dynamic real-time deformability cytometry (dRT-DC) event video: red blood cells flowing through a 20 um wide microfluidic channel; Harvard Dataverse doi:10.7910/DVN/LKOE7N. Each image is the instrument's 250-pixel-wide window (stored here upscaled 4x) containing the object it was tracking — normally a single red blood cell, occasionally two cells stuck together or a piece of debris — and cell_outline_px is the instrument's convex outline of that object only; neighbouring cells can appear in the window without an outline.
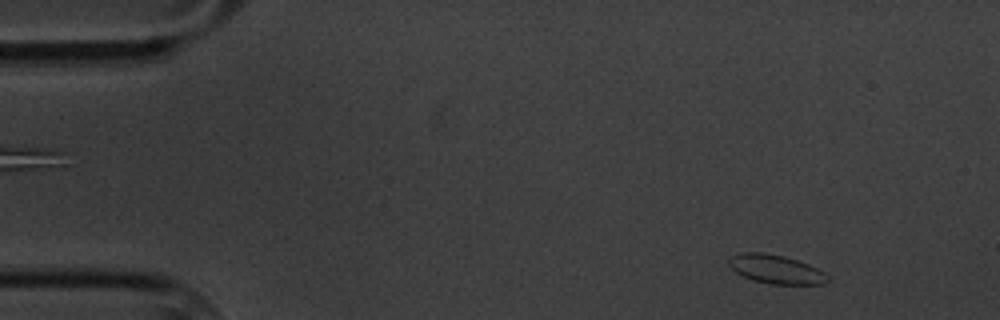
{"species": "common noctule bat (a hibernating species)", "species_latin": "Nyctalus noctula", "temperature_condition": "cold", "stored_images_in_passage": 57, "camera_frame_rate_fps": 3000, "um_per_image_px": 0.085, "animal": {"sex": "male", "body_mass_g": 20.1, "forearm_length_mm": 53.5}, "frame": {"image": 1, "passage_image": 4, "time_ms": 1.0, "image_size_px": [1000, 320], "cell_outline_px": [[828, 280], [824, 284], [772, 284], [752, 280], [736, 272], [728, 264], [728, 256], [740, 252], [760, 252], [784, 256], [808, 264], [824, 272], [828, 276]], "centroid_in_image_um": [65.91, 22.87], "position_along_channel_um": 19.1, "area_um2": 16.53}}
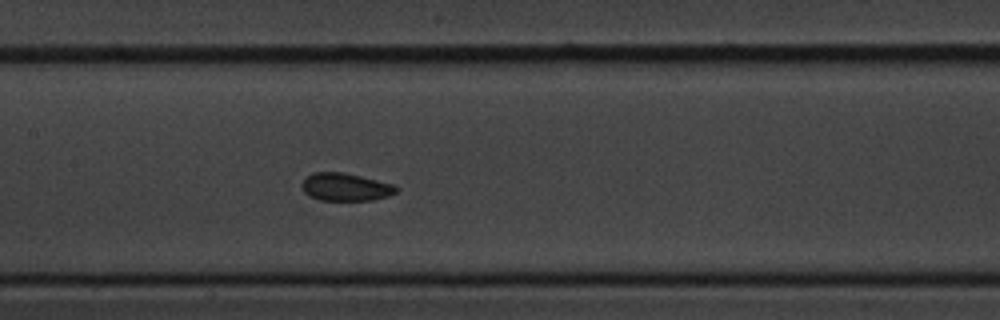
{"frame": {"image": 2, "passage_image": 26, "time_ms": 8.333, "image_size_px": [1000, 320], "cell_outline_px": [[400, 188], [396, 192], [388, 196], [372, 200], [320, 200], [308, 196], [304, 192], [300, 184], [312, 172], [340, 172], [360, 176], [396, 184]], "centroid_in_image_um": [29.38, 15.9], "position_along_channel_um": 178.0, "area_um2": 15.37}}
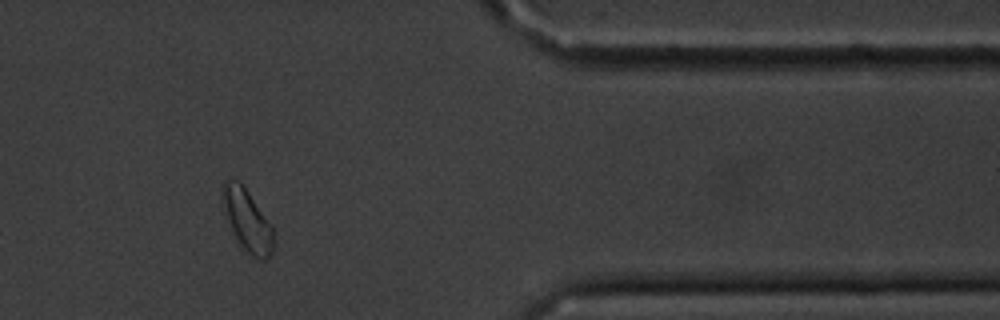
{"frame": {"image": 3, "passage_image": 47, "time_ms": 15.333, "image_size_px": [1000, 320], "cell_outline_px": [[272, 252], [268, 260], [264, 260], [252, 256], [240, 244], [232, 228], [220, 200], [220, 188], [228, 180], [236, 180], [248, 192], [272, 224]], "centroid_in_image_um": [21.01, 18.71], "position_along_channel_um": 390.4, "area_um2": 17.92}}